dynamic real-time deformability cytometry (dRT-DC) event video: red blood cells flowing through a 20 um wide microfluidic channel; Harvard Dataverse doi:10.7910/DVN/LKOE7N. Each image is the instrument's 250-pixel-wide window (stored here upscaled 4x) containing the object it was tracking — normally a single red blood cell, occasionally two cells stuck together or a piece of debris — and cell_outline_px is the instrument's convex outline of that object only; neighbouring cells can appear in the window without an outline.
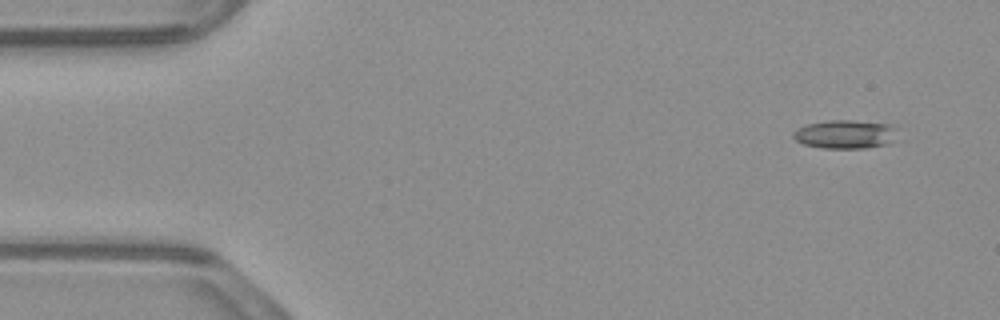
{"species": "common noctule bat (a hibernating species)", "species_latin": "Nyctalus noctula", "temperature_condition": "warm", "stored_images_in_passage": 50, "camera_frame_rate_fps": 3000, "um_per_image_px": 0.085, "animal": {"sex": "male", "body_mass_g": 23.1, "forearm_length_mm": 52.7}, "frame": {"image": 1, "passage_image": 1, "time_ms": 0.0, "image_size_px": [1000, 320], "cell_outline_px": [[904, 140], [892, 144], [868, 148], [820, 148], [804, 144], [796, 140], [792, 136], [792, 132], [796, 128], [804, 124], [828, 120], [852, 120], [888, 124]], "centroid_in_image_um": [71.91, 11.43], "position_along_channel_um": 13.1, "area_um2": 18.03}}
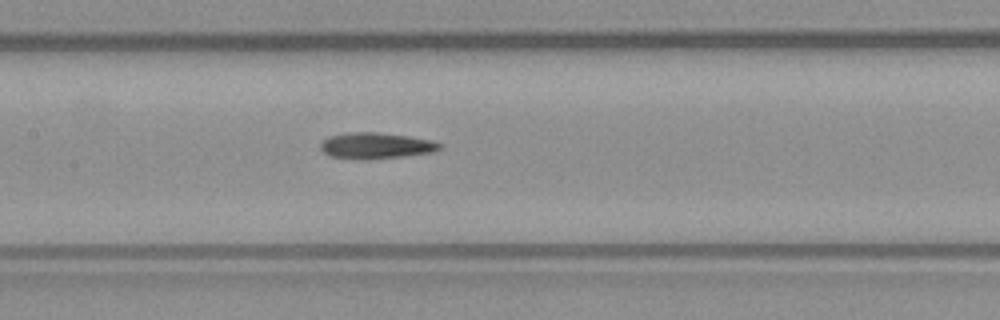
{"frame": {"image": 2, "passage_image": 22, "time_ms": 7.0, "image_size_px": [1000, 320], "cell_outline_px": [[444, 148], [432, 152], [404, 156], [368, 160], [356, 160], [332, 156], [324, 152], [320, 148], [320, 144], [328, 136], [348, 132], [376, 132], [408, 136], [432, 140], [444, 144]], "centroid_in_image_um": [31.98, 12.39], "position_along_channel_um": 175.4, "area_um2": 18.38}}
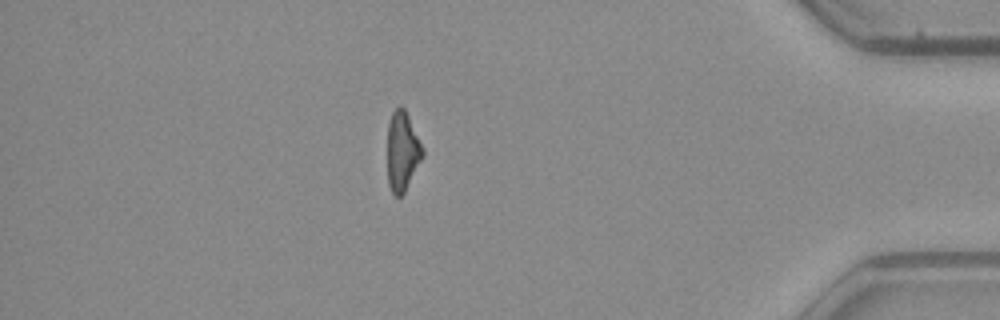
{"frame": {"image": 3, "passage_image": 43, "time_ms": 14.0, "image_size_px": [1000, 320], "cell_outline_px": [[424, 156], [404, 192], [400, 196], [396, 196], [392, 192], [388, 184], [388, 124], [392, 112], [400, 104], [404, 108], [424, 148]], "centroid_in_image_um": [34.21, 12.85], "position_along_channel_um": 401.0, "area_um2": 16.24}}